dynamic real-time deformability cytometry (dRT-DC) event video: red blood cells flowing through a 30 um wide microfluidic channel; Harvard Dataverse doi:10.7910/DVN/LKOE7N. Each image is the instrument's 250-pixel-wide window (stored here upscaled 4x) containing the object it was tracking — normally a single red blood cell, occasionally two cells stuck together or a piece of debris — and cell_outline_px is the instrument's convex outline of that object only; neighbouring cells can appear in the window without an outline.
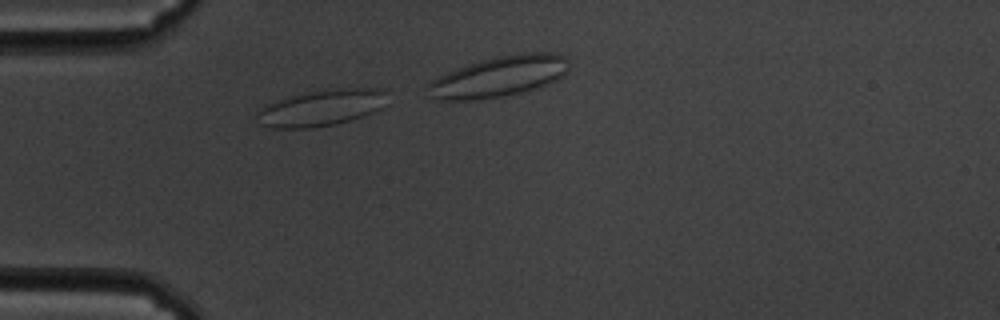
{"species": "common noctule bat (a hibernating species)", "species_latin": "Nyctalus noctula", "temperature_condition": "cold", "stored_images_in_passage": 13, "camera_frame_rate_fps": 3000, "um_per_image_px": 0.085, "animal": {"sex": "male", "body_mass_g": 19.5, "forearm_length_mm": 54.6}, "frame": {"image": 1, "passage_image": 6, "time_ms": 1.667, "image_size_px": [1000, 320], "cell_outline_px": [[384, 92], [380, 108], [372, 112], [336, 124], [316, 128], [268, 128], [260, 124], [256, 116], [256, 112], [260, 108], [276, 100], [324, 88], [384, 88]], "centroid_in_image_um": [27.22, 9.17], "position_along_channel_um": 57.8, "area_um2": 27.34}}